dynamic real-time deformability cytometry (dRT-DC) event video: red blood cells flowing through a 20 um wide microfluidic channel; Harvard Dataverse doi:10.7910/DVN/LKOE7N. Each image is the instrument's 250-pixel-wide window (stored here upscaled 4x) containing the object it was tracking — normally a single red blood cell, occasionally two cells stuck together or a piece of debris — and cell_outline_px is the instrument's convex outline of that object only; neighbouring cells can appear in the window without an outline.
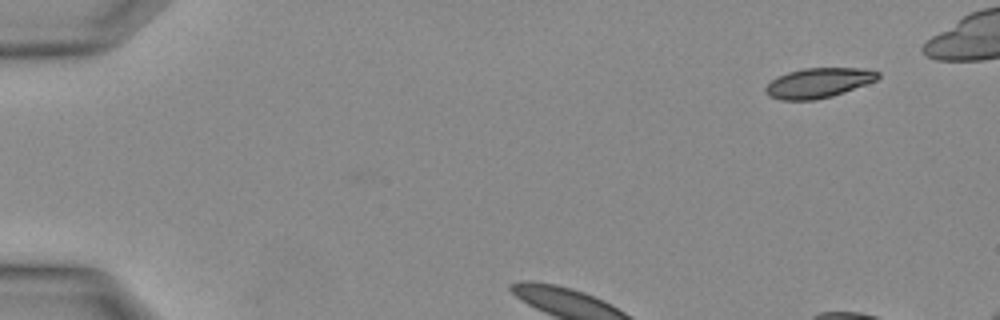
{"species": "Egyptian fruit bat (a non-hibernating species)", "species_latin": "Rousettus aegyptiacus", "temperature_condition": "warm", "stored_images_in_passage": 24, "camera_frame_rate_fps": 3000, "um_per_image_px": 0.085, "animal": {"sex": "female"}, "frame": {"image": 1, "passage_image": 1, "time_ms": 0.0, "image_size_px": [1000, 320], "cell_outline_px": [[880, 76], [876, 80], [844, 92], [832, 96], [816, 100], [780, 100], [768, 96], [764, 92], [764, 88], [772, 80], [788, 72], [804, 68], [860, 68], [880, 72]], "centroid_in_image_um": [69.54, 7.05], "position_along_channel_um": 15.5, "area_um2": 19.48}}